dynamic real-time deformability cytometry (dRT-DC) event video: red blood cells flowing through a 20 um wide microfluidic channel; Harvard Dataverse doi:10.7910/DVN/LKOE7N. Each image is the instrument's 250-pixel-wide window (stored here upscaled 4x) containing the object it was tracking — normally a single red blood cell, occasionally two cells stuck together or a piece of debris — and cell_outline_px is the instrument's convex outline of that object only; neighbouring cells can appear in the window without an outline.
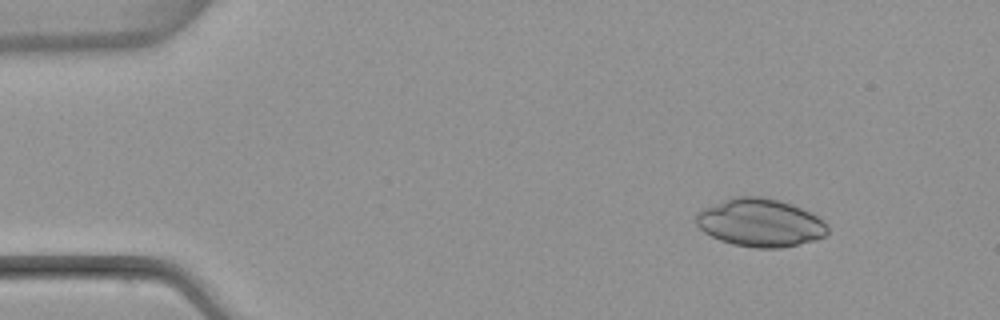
{"species": "common noctule bat (a hibernating species)", "species_latin": "Nyctalus noctula", "temperature_condition": "warm", "stored_images_in_passage": 48, "camera_frame_rate_fps": 3000, "um_per_image_px": 0.085, "animal": {"sex": "female", "body_mass_g": 22.7, "forearm_length_mm": 54.2}, "frame": {"image": 1, "passage_image": 3, "time_ms": 0.667, "image_size_px": [1000, 320], "cell_outline_px": [[828, 232], [824, 236], [816, 240], [780, 248], [756, 248], [732, 244], [720, 240], [704, 232], [696, 224], [696, 216], [704, 208], [732, 196], [760, 196], [780, 200], [792, 204], [812, 212], [828, 228]], "centroid_in_image_um": [64.61, 18.93], "position_along_channel_um": 20.4, "area_um2": 36.7}}
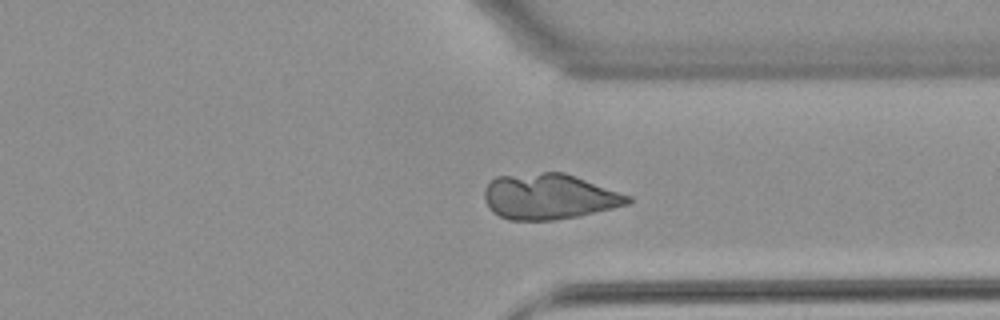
{"frame": {"image": 2, "passage_image": 36, "time_ms": 11.667, "image_size_px": [1000, 320], "cell_outline_px": [[632, 200], [628, 204], [580, 216], [552, 220], [508, 220], [492, 212], [488, 208], [484, 200], [484, 188], [496, 176], [544, 172], [564, 172], [632, 196]], "centroid_in_image_um": [46.66, 16.71], "position_along_channel_um": 364.7, "area_um2": 38.26}}